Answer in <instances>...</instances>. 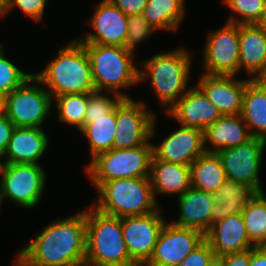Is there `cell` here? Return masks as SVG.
Returning <instances> with one entry per match:
<instances>
[{
    "mask_svg": "<svg viewBox=\"0 0 266 266\" xmlns=\"http://www.w3.org/2000/svg\"><path fill=\"white\" fill-rule=\"evenodd\" d=\"M126 16L111 0H101L88 24L94 33H86L77 40L81 43H95L125 47L127 37Z\"/></svg>",
    "mask_w": 266,
    "mask_h": 266,
    "instance_id": "cell-15",
    "label": "cell"
},
{
    "mask_svg": "<svg viewBox=\"0 0 266 266\" xmlns=\"http://www.w3.org/2000/svg\"><path fill=\"white\" fill-rule=\"evenodd\" d=\"M177 197L180 215L176 221L170 223L179 227L197 229L205 234L211 227L214 194L191 187Z\"/></svg>",
    "mask_w": 266,
    "mask_h": 266,
    "instance_id": "cell-21",
    "label": "cell"
},
{
    "mask_svg": "<svg viewBox=\"0 0 266 266\" xmlns=\"http://www.w3.org/2000/svg\"><path fill=\"white\" fill-rule=\"evenodd\" d=\"M126 16L141 14L148 0H111Z\"/></svg>",
    "mask_w": 266,
    "mask_h": 266,
    "instance_id": "cell-38",
    "label": "cell"
},
{
    "mask_svg": "<svg viewBox=\"0 0 266 266\" xmlns=\"http://www.w3.org/2000/svg\"><path fill=\"white\" fill-rule=\"evenodd\" d=\"M242 217L250 242L255 247L266 246V195L257 192L244 207Z\"/></svg>",
    "mask_w": 266,
    "mask_h": 266,
    "instance_id": "cell-30",
    "label": "cell"
},
{
    "mask_svg": "<svg viewBox=\"0 0 266 266\" xmlns=\"http://www.w3.org/2000/svg\"><path fill=\"white\" fill-rule=\"evenodd\" d=\"M46 85L52 98L73 93H91L96 91L89 57L84 45L78 40H72L60 48L58 55L47 63L39 73L34 74Z\"/></svg>",
    "mask_w": 266,
    "mask_h": 266,
    "instance_id": "cell-2",
    "label": "cell"
},
{
    "mask_svg": "<svg viewBox=\"0 0 266 266\" xmlns=\"http://www.w3.org/2000/svg\"><path fill=\"white\" fill-rule=\"evenodd\" d=\"M48 0H10L9 11L15 6L22 12L32 18L34 21H40L44 16V9Z\"/></svg>",
    "mask_w": 266,
    "mask_h": 266,
    "instance_id": "cell-37",
    "label": "cell"
},
{
    "mask_svg": "<svg viewBox=\"0 0 266 266\" xmlns=\"http://www.w3.org/2000/svg\"><path fill=\"white\" fill-rule=\"evenodd\" d=\"M233 13L227 22L234 24H257L266 6V0H222ZM240 18V19H239Z\"/></svg>",
    "mask_w": 266,
    "mask_h": 266,
    "instance_id": "cell-32",
    "label": "cell"
},
{
    "mask_svg": "<svg viewBox=\"0 0 266 266\" xmlns=\"http://www.w3.org/2000/svg\"><path fill=\"white\" fill-rule=\"evenodd\" d=\"M90 60L91 75L96 91H109L131 98L120 88L139 83V68L134 66V52L125 47L82 43Z\"/></svg>",
    "mask_w": 266,
    "mask_h": 266,
    "instance_id": "cell-4",
    "label": "cell"
},
{
    "mask_svg": "<svg viewBox=\"0 0 266 266\" xmlns=\"http://www.w3.org/2000/svg\"><path fill=\"white\" fill-rule=\"evenodd\" d=\"M249 266H266V246L251 248Z\"/></svg>",
    "mask_w": 266,
    "mask_h": 266,
    "instance_id": "cell-41",
    "label": "cell"
},
{
    "mask_svg": "<svg viewBox=\"0 0 266 266\" xmlns=\"http://www.w3.org/2000/svg\"><path fill=\"white\" fill-rule=\"evenodd\" d=\"M144 101L122 98L116 105L114 149L145 145L155 135L156 114L147 109Z\"/></svg>",
    "mask_w": 266,
    "mask_h": 266,
    "instance_id": "cell-10",
    "label": "cell"
},
{
    "mask_svg": "<svg viewBox=\"0 0 266 266\" xmlns=\"http://www.w3.org/2000/svg\"><path fill=\"white\" fill-rule=\"evenodd\" d=\"M48 135L38 127H15L4 154L0 157V163L38 164L49 147ZM6 156V157H5ZM2 158H6L2 162Z\"/></svg>",
    "mask_w": 266,
    "mask_h": 266,
    "instance_id": "cell-20",
    "label": "cell"
},
{
    "mask_svg": "<svg viewBox=\"0 0 266 266\" xmlns=\"http://www.w3.org/2000/svg\"><path fill=\"white\" fill-rule=\"evenodd\" d=\"M14 266H39L32 262L24 253L21 251L18 253Z\"/></svg>",
    "mask_w": 266,
    "mask_h": 266,
    "instance_id": "cell-43",
    "label": "cell"
},
{
    "mask_svg": "<svg viewBox=\"0 0 266 266\" xmlns=\"http://www.w3.org/2000/svg\"><path fill=\"white\" fill-rule=\"evenodd\" d=\"M116 129V106L99 118H84L81 134L88 139L91 159L113 148Z\"/></svg>",
    "mask_w": 266,
    "mask_h": 266,
    "instance_id": "cell-28",
    "label": "cell"
},
{
    "mask_svg": "<svg viewBox=\"0 0 266 266\" xmlns=\"http://www.w3.org/2000/svg\"><path fill=\"white\" fill-rule=\"evenodd\" d=\"M0 195L24 208L35 207L46 185L45 170L39 164L0 163Z\"/></svg>",
    "mask_w": 266,
    "mask_h": 266,
    "instance_id": "cell-9",
    "label": "cell"
},
{
    "mask_svg": "<svg viewBox=\"0 0 266 266\" xmlns=\"http://www.w3.org/2000/svg\"><path fill=\"white\" fill-rule=\"evenodd\" d=\"M41 85V81L32 74L2 99V112L15 127L41 128L50 116L54 101L50 92Z\"/></svg>",
    "mask_w": 266,
    "mask_h": 266,
    "instance_id": "cell-8",
    "label": "cell"
},
{
    "mask_svg": "<svg viewBox=\"0 0 266 266\" xmlns=\"http://www.w3.org/2000/svg\"><path fill=\"white\" fill-rule=\"evenodd\" d=\"M205 152L204 131L192 127L181 126L157 146L153 144V156L156 159L187 166Z\"/></svg>",
    "mask_w": 266,
    "mask_h": 266,
    "instance_id": "cell-16",
    "label": "cell"
},
{
    "mask_svg": "<svg viewBox=\"0 0 266 266\" xmlns=\"http://www.w3.org/2000/svg\"><path fill=\"white\" fill-rule=\"evenodd\" d=\"M265 148V139L252 137L237 147L218 151L227 179L246 183L263 192L259 172Z\"/></svg>",
    "mask_w": 266,
    "mask_h": 266,
    "instance_id": "cell-12",
    "label": "cell"
},
{
    "mask_svg": "<svg viewBox=\"0 0 266 266\" xmlns=\"http://www.w3.org/2000/svg\"><path fill=\"white\" fill-rule=\"evenodd\" d=\"M258 191L246 183L226 179L213 193L215 203L211 208V226L227 216L242 213L244 207Z\"/></svg>",
    "mask_w": 266,
    "mask_h": 266,
    "instance_id": "cell-25",
    "label": "cell"
},
{
    "mask_svg": "<svg viewBox=\"0 0 266 266\" xmlns=\"http://www.w3.org/2000/svg\"><path fill=\"white\" fill-rule=\"evenodd\" d=\"M86 258L97 266H137L130 258L122 232V218L86 211Z\"/></svg>",
    "mask_w": 266,
    "mask_h": 266,
    "instance_id": "cell-3",
    "label": "cell"
},
{
    "mask_svg": "<svg viewBox=\"0 0 266 266\" xmlns=\"http://www.w3.org/2000/svg\"><path fill=\"white\" fill-rule=\"evenodd\" d=\"M215 257L209 243L204 240L177 266H207Z\"/></svg>",
    "mask_w": 266,
    "mask_h": 266,
    "instance_id": "cell-36",
    "label": "cell"
},
{
    "mask_svg": "<svg viewBox=\"0 0 266 266\" xmlns=\"http://www.w3.org/2000/svg\"><path fill=\"white\" fill-rule=\"evenodd\" d=\"M241 117L252 137L266 140V92L250 78L243 94Z\"/></svg>",
    "mask_w": 266,
    "mask_h": 266,
    "instance_id": "cell-26",
    "label": "cell"
},
{
    "mask_svg": "<svg viewBox=\"0 0 266 266\" xmlns=\"http://www.w3.org/2000/svg\"><path fill=\"white\" fill-rule=\"evenodd\" d=\"M2 112V98L0 97V113Z\"/></svg>",
    "mask_w": 266,
    "mask_h": 266,
    "instance_id": "cell-48",
    "label": "cell"
},
{
    "mask_svg": "<svg viewBox=\"0 0 266 266\" xmlns=\"http://www.w3.org/2000/svg\"><path fill=\"white\" fill-rule=\"evenodd\" d=\"M166 114L177 120L181 126L202 131L223 116L197 86L190 87Z\"/></svg>",
    "mask_w": 266,
    "mask_h": 266,
    "instance_id": "cell-18",
    "label": "cell"
},
{
    "mask_svg": "<svg viewBox=\"0 0 266 266\" xmlns=\"http://www.w3.org/2000/svg\"><path fill=\"white\" fill-rule=\"evenodd\" d=\"M205 240L200 230L165 222L145 266H177Z\"/></svg>",
    "mask_w": 266,
    "mask_h": 266,
    "instance_id": "cell-14",
    "label": "cell"
},
{
    "mask_svg": "<svg viewBox=\"0 0 266 266\" xmlns=\"http://www.w3.org/2000/svg\"><path fill=\"white\" fill-rule=\"evenodd\" d=\"M219 258L222 260L223 266H249L251 249L230 253Z\"/></svg>",
    "mask_w": 266,
    "mask_h": 266,
    "instance_id": "cell-40",
    "label": "cell"
},
{
    "mask_svg": "<svg viewBox=\"0 0 266 266\" xmlns=\"http://www.w3.org/2000/svg\"><path fill=\"white\" fill-rule=\"evenodd\" d=\"M236 76L206 75L202 73L196 85L215 105L222 115H239L242 109L243 94L247 80Z\"/></svg>",
    "mask_w": 266,
    "mask_h": 266,
    "instance_id": "cell-17",
    "label": "cell"
},
{
    "mask_svg": "<svg viewBox=\"0 0 266 266\" xmlns=\"http://www.w3.org/2000/svg\"><path fill=\"white\" fill-rule=\"evenodd\" d=\"M149 179L154 198L158 194L181 196L191 186L190 166L169 163L152 156Z\"/></svg>",
    "mask_w": 266,
    "mask_h": 266,
    "instance_id": "cell-23",
    "label": "cell"
},
{
    "mask_svg": "<svg viewBox=\"0 0 266 266\" xmlns=\"http://www.w3.org/2000/svg\"><path fill=\"white\" fill-rule=\"evenodd\" d=\"M251 80L266 92V66L261 71H259Z\"/></svg>",
    "mask_w": 266,
    "mask_h": 266,
    "instance_id": "cell-42",
    "label": "cell"
},
{
    "mask_svg": "<svg viewBox=\"0 0 266 266\" xmlns=\"http://www.w3.org/2000/svg\"><path fill=\"white\" fill-rule=\"evenodd\" d=\"M15 128V125L8 119V117L1 112L0 113V157L4 154L11 134Z\"/></svg>",
    "mask_w": 266,
    "mask_h": 266,
    "instance_id": "cell-39",
    "label": "cell"
},
{
    "mask_svg": "<svg viewBox=\"0 0 266 266\" xmlns=\"http://www.w3.org/2000/svg\"><path fill=\"white\" fill-rule=\"evenodd\" d=\"M165 219L155 212L122 218V232L130 258L137 265H145L153 255Z\"/></svg>",
    "mask_w": 266,
    "mask_h": 266,
    "instance_id": "cell-13",
    "label": "cell"
},
{
    "mask_svg": "<svg viewBox=\"0 0 266 266\" xmlns=\"http://www.w3.org/2000/svg\"><path fill=\"white\" fill-rule=\"evenodd\" d=\"M97 191L93 207L110 216H139L160 209L149 177L114 179L103 182Z\"/></svg>",
    "mask_w": 266,
    "mask_h": 266,
    "instance_id": "cell-6",
    "label": "cell"
},
{
    "mask_svg": "<svg viewBox=\"0 0 266 266\" xmlns=\"http://www.w3.org/2000/svg\"><path fill=\"white\" fill-rule=\"evenodd\" d=\"M205 240L215 257L241 252L255 246L248 238L242 213H237L212 224L205 233Z\"/></svg>",
    "mask_w": 266,
    "mask_h": 266,
    "instance_id": "cell-19",
    "label": "cell"
},
{
    "mask_svg": "<svg viewBox=\"0 0 266 266\" xmlns=\"http://www.w3.org/2000/svg\"><path fill=\"white\" fill-rule=\"evenodd\" d=\"M122 99L121 96L114 94L113 98L103 94V91L88 93V103L85 118H99L108 114Z\"/></svg>",
    "mask_w": 266,
    "mask_h": 266,
    "instance_id": "cell-35",
    "label": "cell"
},
{
    "mask_svg": "<svg viewBox=\"0 0 266 266\" xmlns=\"http://www.w3.org/2000/svg\"><path fill=\"white\" fill-rule=\"evenodd\" d=\"M206 40L204 74L236 76L239 72V25L226 21L222 28L210 31Z\"/></svg>",
    "mask_w": 266,
    "mask_h": 266,
    "instance_id": "cell-11",
    "label": "cell"
},
{
    "mask_svg": "<svg viewBox=\"0 0 266 266\" xmlns=\"http://www.w3.org/2000/svg\"><path fill=\"white\" fill-rule=\"evenodd\" d=\"M52 222L20 251L39 266H72L85 261L86 211Z\"/></svg>",
    "mask_w": 266,
    "mask_h": 266,
    "instance_id": "cell-1",
    "label": "cell"
},
{
    "mask_svg": "<svg viewBox=\"0 0 266 266\" xmlns=\"http://www.w3.org/2000/svg\"><path fill=\"white\" fill-rule=\"evenodd\" d=\"M207 266H223V263L219 257H214Z\"/></svg>",
    "mask_w": 266,
    "mask_h": 266,
    "instance_id": "cell-46",
    "label": "cell"
},
{
    "mask_svg": "<svg viewBox=\"0 0 266 266\" xmlns=\"http://www.w3.org/2000/svg\"><path fill=\"white\" fill-rule=\"evenodd\" d=\"M153 31L158 30L149 24L142 13L128 16L125 48L133 52L135 46L149 38Z\"/></svg>",
    "mask_w": 266,
    "mask_h": 266,
    "instance_id": "cell-34",
    "label": "cell"
},
{
    "mask_svg": "<svg viewBox=\"0 0 266 266\" xmlns=\"http://www.w3.org/2000/svg\"><path fill=\"white\" fill-rule=\"evenodd\" d=\"M252 138L241 115H223L204 130L206 152L217 153L222 149L237 147ZM213 145L208 148L206 144Z\"/></svg>",
    "mask_w": 266,
    "mask_h": 266,
    "instance_id": "cell-22",
    "label": "cell"
},
{
    "mask_svg": "<svg viewBox=\"0 0 266 266\" xmlns=\"http://www.w3.org/2000/svg\"><path fill=\"white\" fill-rule=\"evenodd\" d=\"M153 144L127 149H110L92 158L85 172L97 189L103 182L120 178L149 177Z\"/></svg>",
    "mask_w": 266,
    "mask_h": 266,
    "instance_id": "cell-7",
    "label": "cell"
},
{
    "mask_svg": "<svg viewBox=\"0 0 266 266\" xmlns=\"http://www.w3.org/2000/svg\"><path fill=\"white\" fill-rule=\"evenodd\" d=\"M257 25L259 27L263 28L264 30H266V6H265V9L262 13L260 20L257 22Z\"/></svg>",
    "mask_w": 266,
    "mask_h": 266,
    "instance_id": "cell-45",
    "label": "cell"
},
{
    "mask_svg": "<svg viewBox=\"0 0 266 266\" xmlns=\"http://www.w3.org/2000/svg\"><path fill=\"white\" fill-rule=\"evenodd\" d=\"M191 186L198 190L214 193L227 179L217 153L205 152L190 165Z\"/></svg>",
    "mask_w": 266,
    "mask_h": 266,
    "instance_id": "cell-27",
    "label": "cell"
},
{
    "mask_svg": "<svg viewBox=\"0 0 266 266\" xmlns=\"http://www.w3.org/2000/svg\"><path fill=\"white\" fill-rule=\"evenodd\" d=\"M185 0H148L142 14L156 30H178L185 17Z\"/></svg>",
    "mask_w": 266,
    "mask_h": 266,
    "instance_id": "cell-29",
    "label": "cell"
},
{
    "mask_svg": "<svg viewBox=\"0 0 266 266\" xmlns=\"http://www.w3.org/2000/svg\"><path fill=\"white\" fill-rule=\"evenodd\" d=\"M53 99L58 110V120L61 123L74 125V127L81 131L84 128L88 93L64 94L56 96Z\"/></svg>",
    "mask_w": 266,
    "mask_h": 266,
    "instance_id": "cell-31",
    "label": "cell"
},
{
    "mask_svg": "<svg viewBox=\"0 0 266 266\" xmlns=\"http://www.w3.org/2000/svg\"><path fill=\"white\" fill-rule=\"evenodd\" d=\"M191 62V53L182 47L142 62L144 70L139 69V82L150 78L154 93L166 106V112L188 91Z\"/></svg>",
    "mask_w": 266,
    "mask_h": 266,
    "instance_id": "cell-5",
    "label": "cell"
},
{
    "mask_svg": "<svg viewBox=\"0 0 266 266\" xmlns=\"http://www.w3.org/2000/svg\"><path fill=\"white\" fill-rule=\"evenodd\" d=\"M5 54L0 47V97L2 99L32 75L21 71L6 58Z\"/></svg>",
    "mask_w": 266,
    "mask_h": 266,
    "instance_id": "cell-33",
    "label": "cell"
},
{
    "mask_svg": "<svg viewBox=\"0 0 266 266\" xmlns=\"http://www.w3.org/2000/svg\"><path fill=\"white\" fill-rule=\"evenodd\" d=\"M266 66V30L257 24L239 25V71L251 79Z\"/></svg>",
    "mask_w": 266,
    "mask_h": 266,
    "instance_id": "cell-24",
    "label": "cell"
},
{
    "mask_svg": "<svg viewBox=\"0 0 266 266\" xmlns=\"http://www.w3.org/2000/svg\"><path fill=\"white\" fill-rule=\"evenodd\" d=\"M72 266H97L95 264H92V263H89L87 261H83V262H80V263H77V264H74Z\"/></svg>",
    "mask_w": 266,
    "mask_h": 266,
    "instance_id": "cell-47",
    "label": "cell"
},
{
    "mask_svg": "<svg viewBox=\"0 0 266 266\" xmlns=\"http://www.w3.org/2000/svg\"><path fill=\"white\" fill-rule=\"evenodd\" d=\"M10 0H0V17L7 15L9 12Z\"/></svg>",
    "mask_w": 266,
    "mask_h": 266,
    "instance_id": "cell-44",
    "label": "cell"
}]
</instances>
